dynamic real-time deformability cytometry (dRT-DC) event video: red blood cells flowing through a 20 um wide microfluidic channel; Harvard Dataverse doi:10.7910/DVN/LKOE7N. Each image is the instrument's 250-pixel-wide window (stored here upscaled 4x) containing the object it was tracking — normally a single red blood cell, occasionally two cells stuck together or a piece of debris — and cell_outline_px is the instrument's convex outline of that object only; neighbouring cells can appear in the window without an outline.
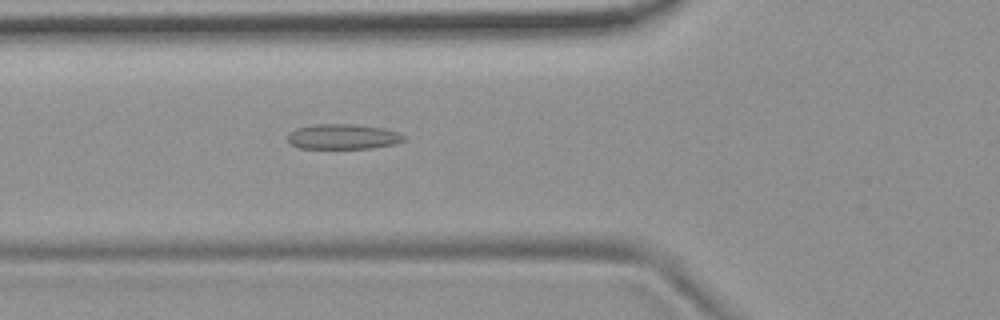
{"species": "common noctule bat (a hibernating species)", "species_latin": "Nyctalus noctula", "temperature_condition": "room temperature", "stored_images_in_passage": 4, "camera_frame_rate_fps": 3000, "um_per_image_px": 0.085, "animal": {"sex": "female", "body_mass_g": 19.9}, "frame": {"image": 1, "passage_image": 4, "time_ms": 3.333, "image_size_px": [1000, 320], "cell_outline_px": [[404, 140], [392, 144], [372, 148], [300, 148], [292, 144], [288, 140], [288, 136], [296, 128], [316, 124], [352, 124], [384, 128], [396, 132], [404, 136]], "centroid_in_image_um": [29.14, 11.61], "position_along_channel_um": 96.7, "area_um2": 16.7}}